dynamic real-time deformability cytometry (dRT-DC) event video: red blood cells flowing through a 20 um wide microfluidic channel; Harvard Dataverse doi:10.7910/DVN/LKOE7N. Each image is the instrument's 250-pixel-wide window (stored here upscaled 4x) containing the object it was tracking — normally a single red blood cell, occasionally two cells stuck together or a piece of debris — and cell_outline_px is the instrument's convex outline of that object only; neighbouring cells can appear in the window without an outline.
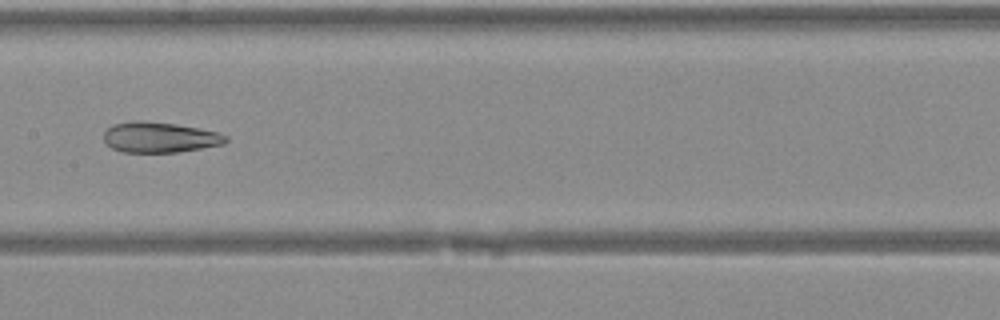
{"species": "Egyptian fruit bat (a non-hibernating species)", "species_latin": "Rousettus aegyptiacus", "temperature_condition": "warm", "stored_images_in_passage": 26, "camera_frame_rate_fps": 3000, "um_per_image_px": 0.085, "animal": {"sex": "female"}, "frame": {"image": 1, "passage_image": 11, "time_ms": 3.333, "image_size_px": [1000, 320], "cell_outline_px": [[228, 140], [224, 144], [176, 152], [120, 152], [112, 148], [104, 140], [104, 132], [112, 124], [132, 120], [140, 120], [176, 124], [220, 132], [228, 136]], "centroid_in_image_um": [13.57, 11.66], "position_along_channel_um": 193.8, "area_um2": 21.79}}
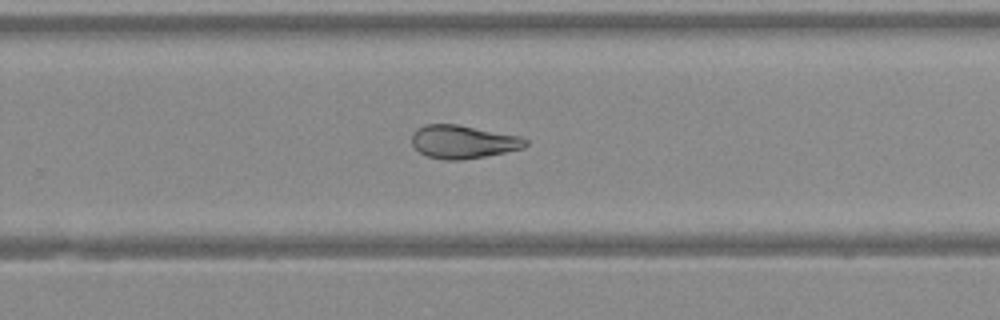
{"frame": {"image": 2, "passage_image": 17, "time_ms": 5.333, "image_size_px": [1000, 320], "cell_outline_px": [[528, 144], [524, 148], [484, 156], [460, 160], [444, 160], [428, 156], [420, 152], [412, 144], [412, 132], [416, 128], [424, 124], [456, 124], [520, 136], [528, 140]], "centroid_in_image_um": [39.34, 12.04], "position_along_channel_um": 290.5, "area_um2": 21.96}}
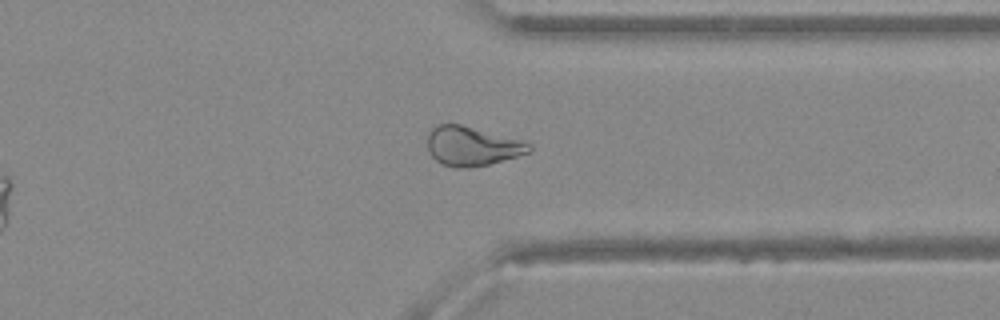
{"frame": {"image": 3, "passage_image": 22, "time_ms": 7.0, "image_size_px": [1000, 320], "cell_outline_px": [[532, 152], [488, 164], [468, 168], [456, 168], [440, 164], [428, 152], [428, 132], [432, 128], [440, 124], [460, 124], [532, 144]], "centroid_in_image_um": [40.09, 12.44], "position_along_channel_um": 371.3, "area_um2": 23.0}}